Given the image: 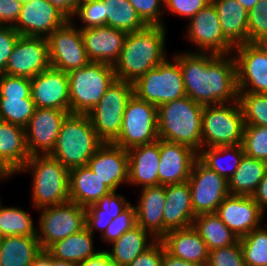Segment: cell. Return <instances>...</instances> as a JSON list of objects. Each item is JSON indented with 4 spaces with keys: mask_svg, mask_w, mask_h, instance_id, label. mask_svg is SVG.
<instances>
[{
    "mask_svg": "<svg viewBox=\"0 0 267 266\" xmlns=\"http://www.w3.org/2000/svg\"><path fill=\"white\" fill-rule=\"evenodd\" d=\"M188 23L185 38L197 47L194 52L217 55L233 52L234 47L225 39L216 8L211 2L198 11Z\"/></svg>",
    "mask_w": 267,
    "mask_h": 266,
    "instance_id": "15",
    "label": "cell"
},
{
    "mask_svg": "<svg viewBox=\"0 0 267 266\" xmlns=\"http://www.w3.org/2000/svg\"><path fill=\"white\" fill-rule=\"evenodd\" d=\"M173 57L181 67L187 97L202 105L238 101L233 53L217 55L192 50L176 53Z\"/></svg>",
    "mask_w": 267,
    "mask_h": 266,
    "instance_id": "1",
    "label": "cell"
},
{
    "mask_svg": "<svg viewBox=\"0 0 267 266\" xmlns=\"http://www.w3.org/2000/svg\"><path fill=\"white\" fill-rule=\"evenodd\" d=\"M166 26L147 25L126 35L119 58L113 65L116 79L134 83L166 58Z\"/></svg>",
    "mask_w": 267,
    "mask_h": 266,
    "instance_id": "2",
    "label": "cell"
},
{
    "mask_svg": "<svg viewBox=\"0 0 267 266\" xmlns=\"http://www.w3.org/2000/svg\"><path fill=\"white\" fill-rule=\"evenodd\" d=\"M104 3L106 26L126 33L141 30L147 24L128 0H101Z\"/></svg>",
    "mask_w": 267,
    "mask_h": 266,
    "instance_id": "37",
    "label": "cell"
},
{
    "mask_svg": "<svg viewBox=\"0 0 267 266\" xmlns=\"http://www.w3.org/2000/svg\"><path fill=\"white\" fill-rule=\"evenodd\" d=\"M244 155L243 147L239 144L202 148L198 153V158L207 167L228 181L238 169Z\"/></svg>",
    "mask_w": 267,
    "mask_h": 266,
    "instance_id": "35",
    "label": "cell"
},
{
    "mask_svg": "<svg viewBox=\"0 0 267 266\" xmlns=\"http://www.w3.org/2000/svg\"><path fill=\"white\" fill-rule=\"evenodd\" d=\"M245 122L238 101L204 105L202 113V148L242 144Z\"/></svg>",
    "mask_w": 267,
    "mask_h": 266,
    "instance_id": "7",
    "label": "cell"
},
{
    "mask_svg": "<svg viewBox=\"0 0 267 266\" xmlns=\"http://www.w3.org/2000/svg\"><path fill=\"white\" fill-rule=\"evenodd\" d=\"M163 209V236L172 230L192 227L194 214L189 182L166 185Z\"/></svg>",
    "mask_w": 267,
    "mask_h": 266,
    "instance_id": "24",
    "label": "cell"
},
{
    "mask_svg": "<svg viewBox=\"0 0 267 266\" xmlns=\"http://www.w3.org/2000/svg\"><path fill=\"white\" fill-rule=\"evenodd\" d=\"M147 25L165 26L164 0H128ZM163 9V10H162Z\"/></svg>",
    "mask_w": 267,
    "mask_h": 266,
    "instance_id": "48",
    "label": "cell"
},
{
    "mask_svg": "<svg viewBox=\"0 0 267 266\" xmlns=\"http://www.w3.org/2000/svg\"><path fill=\"white\" fill-rule=\"evenodd\" d=\"M159 151L158 185L166 186L188 181L198 153L186 145L162 139H159Z\"/></svg>",
    "mask_w": 267,
    "mask_h": 266,
    "instance_id": "22",
    "label": "cell"
},
{
    "mask_svg": "<svg viewBox=\"0 0 267 266\" xmlns=\"http://www.w3.org/2000/svg\"><path fill=\"white\" fill-rule=\"evenodd\" d=\"M111 191L87 165L69 169V201L87 208Z\"/></svg>",
    "mask_w": 267,
    "mask_h": 266,
    "instance_id": "28",
    "label": "cell"
},
{
    "mask_svg": "<svg viewBox=\"0 0 267 266\" xmlns=\"http://www.w3.org/2000/svg\"><path fill=\"white\" fill-rule=\"evenodd\" d=\"M247 11L253 9V7L259 2V0H237Z\"/></svg>",
    "mask_w": 267,
    "mask_h": 266,
    "instance_id": "61",
    "label": "cell"
},
{
    "mask_svg": "<svg viewBox=\"0 0 267 266\" xmlns=\"http://www.w3.org/2000/svg\"><path fill=\"white\" fill-rule=\"evenodd\" d=\"M215 214L227 227L241 238L261 227L264 212L252 196L228 195L218 206Z\"/></svg>",
    "mask_w": 267,
    "mask_h": 266,
    "instance_id": "20",
    "label": "cell"
},
{
    "mask_svg": "<svg viewBox=\"0 0 267 266\" xmlns=\"http://www.w3.org/2000/svg\"><path fill=\"white\" fill-rule=\"evenodd\" d=\"M87 166L112 191L128 183L129 156L128 150L104 142L88 161Z\"/></svg>",
    "mask_w": 267,
    "mask_h": 266,
    "instance_id": "21",
    "label": "cell"
},
{
    "mask_svg": "<svg viewBox=\"0 0 267 266\" xmlns=\"http://www.w3.org/2000/svg\"><path fill=\"white\" fill-rule=\"evenodd\" d=\"M0 97L31 98L30 78L8 74L0 75Z\"/></svg>",
    "mask_w": 267,
    "mask_h": 266,
    "instance_id": "49",
    "label": "cell"
},
{
    "mask_svg": "<svg viewBox=\"0 0 267 266\" xmlns=\"http://www.w3.org/2000/svg\"><path fill=\"white\" fill-rule=\"evenodd\" d=\"M70 113L89 114L116 79L112 65L90 62L69 71Z\"/></svg>",
    "mask_w": 267,
    "mask_h": 266,
    "instance_id": "6",
    "label": "cell"
},
{
    "mask_svg": "<svg viewBox=\"0 0 267 266\" xmlns=\"http://www.w3.org/2000/svg\"><path fill=\"white\" fill-rule=\"evenodd\" d=\"M211 0H164V9L171 14L188 18V21L201 9H204Z\"/></svg>",
    "mask_w": 267,
    "mask_h": 266,
    "instance_id": "50",
    "label": "cell"
},
{
    "mask_svg": "<svg viewBox=\"0 0 267 266\" xmlns=\"http://www.w3.org/2000/svg\"><path fill=\"white\" fill-rule=\"evenodd\" d=\"M164 244L156 240L148 249L137 256L128 266H162Z\"/></svg>",
    "mask_w": 267,
    "mask_h": 266,
    "instance_id": "52",
    "label": "cell"
},
{
    "mask_svg": "<svg viewBox=\"0 0 267 266\" xmlns=\"http://www.w3.org/2000/svg\"><path fill=\"white\" fill-rule=\"evenodd\" d=\"M36 224V237L42 250L54 242L80 232L85 226V208L71 201L43 207Z\"/></svg>",
    "mask_w": 267,
    "mask_h": 266,
    "instance_id": "11",
    "label": "cell"
},
{
    "mask_svg": "<svg viewBox=\"0 0 267 266\" xmlns=\"http://www.w3.org/2000/svg\"><path fill=\"white\" fill-rule=\"evenodd\" d=\"M238 103L245 126H267V94L239 92Z\"/></svg>",
    "mask_w": 267,
    "mask_h": 266,
    "instance_id": "41",
    "label": "cell"
},
{
    "mask_svg": "<svg viewBox=\"0 0 267 266\" xmlns=\"http://www.w3.org/2000/svg\"><path fill=\"white\" fill-rule=\"evenodd\" d=\"M112 220L113 218L107 215H85V226L93 235L95 230H98L101 237Z\"/></svg>",
    "mask_w": 267,
    "mask_h": 266,
    "instance_id": "54",
    "label": "cell"
},
{
    "mask_svg": "<svg viewBox=\"0 0 267 266\" xmlns=\"http://www.w3.org/2000/svg\"><path fill=\"white\" fill-rule=\"evenodd\" d=\"M162 266H201V265L174 257L171 254H169L164 247Z\"/></svg>",
    "mask_w": 267,
    "mask_h": 266,
    "instance_id": "58",
    "label": "cell"
},
{
    "mask_svg": "<svg viewBox=\"0 0 267 266\" xmlns=\"http://www.w3.org/2000/svg\"><path fill=\"white\" fill-rule=\"evenodd\" d=\"M73 22L74 19H69L47 37L51 67L66 73L82 68L91 62L85 49L81 30Z\"/></svg>",
    "mask_w": 267,
    "mask_h": 266,
    "instance_id": "12",
    "label": "cell"
},
{
    "mask_svg": "<svg viewBox=\"0 0 267 266\" xmlns=\"http://www.w3.org/2000/svg\"><path fill=\"white\" fill-rule=\"evenodd\" d=\"M80 266H115L109 260L108 254L105 250H101L96 256L90 257L80 263Z\"/></svg>",
    "mask_w": 267,
    "mask_h": 266,
    "instance_id": "57",
    "label": "cell"
},
{
    "mask_svg": "<svg viewBox=\"0 0 267 266\" xmlns=\"http://www.w3.org/2000/svg\"><path fill=\"white\" fill-rule=\"evenodd\" d=\"M206 266H246L240 241L235 244L209 251Z\"/></svg>",
    "mask_w": 267,
    "mask_h": 266,
    "instance_id": "47",
    "label": "cell"
},
{
    "mask_svg": "<svg viewBox=\"0 0 267 266\" xmlns=\"http://www.w3.org/2000/svg\"><path fill=\"white\" fill-rule=\"evenodd\" d=\"M225 39L233 46L248 43V15L237 0H211Z\"/></svg>",
    "mask_w": 267,
    "mask_h": 266,
    "instance_id": "30",
    "label": "cell"
},
{
    "mask_svg": "<svg viewBox=\"0 0 267 266\" xmlns=\"http://www.w3.org/2000/svg\"><path fill=\"white\" fill-rule=\"evenodd\" d=\"M104 3L101 0H90L80 3L72 19L78 18L83 24L80 29L106 26L107 17L105 15Z\"/></svg>",
    "mask_w": 267,
    "mask_h": 266,
    "instance_id": "44",
    "label": "cell"
},
{
    "mask_svg": "<svg viewBox=\"0 0 267 266\" xmlns=\"http://www.w3.org/2000/svg\"><path fill=\"white\" fill-rule=\"evenodd\" d=\"M31 81V98L36 108H52L70 113L68 74L49 67Z\"/></svg>",
    "mask_w": 267,
    "mask_h": 266,
    "instance_id": "19",
    "label": "cell"
},
{
    "mask_svg": "<svg viewBox=\"0 0 267 266\" xmlns=\"http://www.w3.org/2000/svg\"><path fill=\"white\" fill-rule=\"evenodd\" d=\"M248 42L267 43V0H259L249 11Z\"/></svg>",
    "mask_w": 267,
    "mask_h": 266,
    "instance_id": "45",
    "label": "cell"
},
{
    "mask_svg": "<svg viewBox=\"0 0 267 266\" xmlns=\"http://www.w3.org/2000/svg\"><path fill=\"white\" fill-rule=\"evenodd\" d=\"M22 2V4L27 3V2H31L32 0H20Z\"/></svg>",
    "mask_w": 267,
    "mask_h": 266,
    "instance_id": "64",
    "label": "cell"
},
{
    "mask_svg": "<svg viewBox=\"0 0 267 266\" xmlns=\"http://www.w3.org/2000/svg\"><path fill=\"white\" fill-rule=\"evenodd\" d=\"M0 200V233L6 236H36V226L24 209L1 205Z\"/></svg>",
    "mask_w": 267,
    "mask_h": 266,
    "instance_id": "38",
    "label": "cell"
},
{
    "mask_svg": "<svg viewBox=\"0 0 267 266\" xmlns=\"http://www.w3.org/2000/svg\"><path fill=\"white\" fill-rule=\"evenodd\" d=\"M21 172L32 175V205L38 211L69 201V169L50 155L30 156Z\"/></svg>",
    "mask_w": 267,
    "mask_h": 266,
    "instance_id": "5",
    "label": "cell"
},
{
    "mask_svg": "<svg viewBox=\"0 0 267 266\" xmlns=\"http://www.w3.org/2000/svg\"><path fill=\"white\" fill-rule=\"evenodd\" d=\"M255 203L260 207V209L265 213L267 210V170L264 174L263 179L258 184L255 193L252 195Z\"/></svg>",
    "mask_w": 267,
    "mask_h": 266,
    "instance_id": "55",
    "label": "cell"
},
{
    "mask_svg": "<svg viewBox=\"0 0 267 266\" xmlns=\"http://www.w3.org/2000/svg\"><path fill=\"white\" fill-rule=\"evenodd\" d=\"M267 170V161L244 155L238 169L228 180L230 195L252 196Z\"/></svg>",
    "mask_w": 267,
    "mask_h": 266,
    "instance_id": "34",
    "label": "cell"
},
{
    "mask_svg": "<svg viewBox=\"0 0 267 266\" xmlns=\"http://www.w3.org/2000/svg\"><path fill=\"white\" fill-rule=\"evenodd\" d=\"M158 139L157 106L133 94L125 108L121 131L112 143L129 150Z\"/></svg>",
    "mask_w": 267,
    "mask_h": 266,
    "instance_id": "10",
    "label": "cell"
},
{
    "mask_svg": "<svg viewBox=\"0 0 267 266\" xmlns=\"http://www.w3.org/2000/svg\"><path fill=\"white\" fill-rule=\"evenodd\" d=\"M94 237L85 227L80 232L54 242L46 251L54 258L80 264L101 252L94 249Z\"/></svg>",
    "mask_w": 267,
    "mask_h": 266,
    "instance_id": "32",
    "label": "cell"
},
{
    "mask_svg": "<svg viewBox=\"0 0 267 266\" xmlns=\"http://www.w3.org/2000/svg\"><path fill=\"white\" fill-rule=\"evenodd\" d=\"M192 226L204 240L209 251L233 245L239 240L215 213L197 215Z\"/></svg>",
    "mask_w": 267,
    "mask_h": 266,
    "instance_id": "36",
    "label": "cell"
},
{
    "mask_svg": "<svg viewBox=\"0 0 267 266\" xmlns=\"http://www.w3.org/2000/svg\"><path fill=\"white\" fill-rule=\"evenodd\" d=\"M125 196L111 191L109 194L101 197L95 204L85 208V215H107L113 219L118 217L129 205Z\"/></svg>",
    "mask_w": 267,
    "mask_h": 266,
    "instance_id": "43",
    "label": "cell"
},
{
    "mask_svg": "<svg viewBox=\"0 0 267 266\" xmlns=\"http://www.w3.org/2000/svg\"><path fill=\"white\" fill-rule=\"evenodd\" d=\"M133 94L157 107L186 96L181 67L173 57L148 70L133 83Z\"/></svg>",
    "mask_w": 267,
    "mask_h": 266,
    "instance_id": "8",
    "label": "cell"
},
{
    "mask_svg": "<svg viewBox=\"0 0 267 266\" xmlns=\"http://www.w3.org/2000/svg\"><path fill=\"white\" fill-rule=\"evenodd\" d=\"M14 176L1 162H0V181Z\"/></svg>",
    "mask_w": 267,
    "mask_h": 266,
    "instance_id": "62",
    "label": "cell"
},
{
    "mask_svg": "<svg viewBox=\"0 0 267 266\" xmlns=\"http://www.w3.org/2000/svg\"><path fill=\"white\" fill-rule=\"evenodd\" d=\"M42 251L36 236H6L0 245V266H30Z\"/></svg>",
    "mask_w": 267,
    "mask_h": 266,
    "instance_id": "33",
    "label": "cell"
},
{
    "mask_svg": "<svg viewBox=\"0 0 267 266\" xmlns=\"http://www.w3.org/2000/svg\"><path fill=\"white\" fill-rule=\"evenodd\" d=\"M20 0H0V25H14L19 17Z\"/></svg>",
    "mask_w": 267,
    "mask_h": 266,
    "instance_id": "53",
    "label": "cell"
},
{
    "mask_svg": "<svg viewBox=\"0 0 267 266\" xmlns=\"http://www.w3.org/2000/svg\"><path fill=\"white\" fill-rule=\"evenodd\" d=\"M133 95V84L115 79L88 116L98 137L112 143L119 135L125 108Z\"/></svg>",
    "mask_w": 267,
    "mask_h": 266,
    "instance_id": "9",
    "label": "cell"
},
{
    "mask_svg": "<svg viewBox=\"0 0 267 266\" xmlns=\"http://www.w3.org/2000/svg\"><path fill=\"white\" fill-rule=\"evenodd\" d=\"M30 266H51V255L46 250H42Z\"/></svg>",
    "mask_w": 267,
    "mask_h": 266,
    "instance_id": "59",
    "label": "cell"
},
{
    "mask_svg": "<svg viewBox=\"0 0 267 266\" xmlns=\"http://www.w3.org/2000/svg\"><path fill=\"white\" fill-rule=\"evenodd\" d=\"M246 266H267V227L239 238Z\"/></svg>",
    "mask_w": 267,
    "mask_h": 266,
    "instance_id": "40",
    "label": "cell"
},
{
    "mask_svg": "<svg viewBox=\"0 0 267 266\" xmlns=\"http://www.w3.org/2000/svg\"><path fill=\"white\" fill-rule=\"evenodd\" d=\"M232 53L238 92L267 94V43H244L234 47Z\"/></svg>",
    "mask_w": 267,
    "mask_h": 266,
    "instance_id": "13",
    "label": "cell"
},
{
    "mask_svg": "<svg viewBox=\"0 0 267 266\" xmlns=\"http://www.w3.org/2000/svg\"><path fill=\"white\" fill-rule=\"evenodd\" d=\"M19 36L12 25H0V75L5 74L9 57Z\"/></svg>",
    "mask_w": 267,
    "mask_h": 266,
    "instance_id": "51",
    "label": "cell"
},
{
    "mask_svg": "<svg viewBox=\"0 0 267 266\" xmlns=\"http://www.w3.org/2000/svg\"><path fill=\"white\" fill-rule=\"evenodd\" d=\"M137 225L136 208L134 204H130L118 217L114 218L108 225L106 231L101 236L106 244H111L117 240L122 234L131 230Z\"/></svg>",
    "mask_w": 267,
    "mask_h": 266,
    "instance_id": "46",
    "label": "cell"
},
{
    "mask_svg": "<svg viewBox=\"0 0 267 266\" xmlns=\"http://www.w3.org/2000/svg\"><path fill=\"white\" fill-rule=\"evenodd\" d=\"M160 240L172 256L201 266L207 265L208 247L193 226L169 231Z\"/></svg>",
    "mask_w": 267,
    "mask_h": 266,
    "instance_id": "27",
    "label": "cell"
},
{
    "mask_svg": "<svg viewBox=\"0 0 267 266\" xmlns=\"http://www.w3.org/2000/svg\"><path fill=\"white\" fill-rule=\"evenodd\" d=\"M50 66L47 38L20 35L9 57L5 74L31 79Z\"/></svg>",
    "mask_w": 267,
    "mask_h": 266,
    "instance_id": "17",
    "label": "cell"
},
{
    "mask_svg": "<svg viewBox=\"0 0 267 266\" xmlns=\"http://www.w3.org/2000/svg\"><path fill=\"white\" fill-rule=\"evenodd\" d=\"M136 208L137 225L148 231L156 240L163 237V209L166 190L163 185L148 186L141 189Z\"/></svg>",
    "mask_w": 267,
    "mask_h": 266,
    "instance_id": "26",
    "label": "cell"
},
{
    "mask_svg": "<svg viewBox=\"0 0 267 266\" xmlns=\"http://www.w3.org/2000/svg\"><path fill=\"white\" fill-rule=\"evenodd\" d=\"M80 30L89 60L113 66L119 58L127 33L110 26Z\"/></svg>",
    "mask_w": 267,
    "mask_h": 266,
    "instance_id": "23",
    "label": "cell"
},
{
    "mask_svg": "<svg viewBox=\"0 0 267 266\" xmlns=\"http://www.w3.org/2000/svg\"><path fill=\"white\" fill-rule=\"evenodd\" d=\"M103 143L88 114L69 113L49 155L68 169L85 166Z\"/></svg>",
    "mask_w": 267,
    "mask_h": 266,
    "instance_id": "4",
    "label": "cell"
},
{
    "mask_svg": "<svg viewBox=\"0 0 267 266\" xmlns=\"http://www.w3.org/2000/svg\"><path fill=\"white\" fill-rule=\"evenodd\" d=\"M2 239H3V236H2V234L0 233V245H1Z\"/></svg>",
    "mask_w": 267,
    "mask_h": 266,
    "instance_id": "65",
    "label": "cell"
},
{
    "mask_svg": "<svg viewBox=\"0 0 267 266\" xmlns=\"http://www.w3.org/2000/svg\"><path fill=\"white\" fill-rule=\"evenodd\" d=\"M194 214L215 213L229 195L228 181L207 167L199 158L193 163L188 179Z\"/></svg>",
    "mask_w": 267,
    "mask_h": 266,
    "instance_id": "14",
    "label": "cell"
},
{
    "mask_svg": "<svg viewBox=\"0 0 267 266\" xmlns=\"http://www.w3.org/2000/svg\"><path fill=\"white\" fill-rule=\"evenodd\" d=\"M36 107L32 98L0 97V120L25 128Z\"/></svg>",
    "mask_w": 267,
    "mask_h": 266,
    "instance_id": "39",
    "label": "cell"
},
{
    "mask_svg": "<svg viewBox=\"0 0 267 266\" xmlns=\"http://www.w3.org/2000/svg\"><path fill=\"white\" fill-rule=\"evenodd\" d=\"M155 241V237L148 231L136 225L111 243V251L105 250V252L108 254L111 263L115 266H128Z\"/></svg>",
    "mask_w": 267,
    "mask_h": 266,
    "instance_id": "31",
    "label": "cell"
},
{
    "mask_svg": "<svg viewBox=\"0 0 267 266\" xmlns=\"http://www.w3.org/2000/svg\"><path fill=\"white\" fill-rule=\"evenodd\" d=\"M68 20L60 9L47 0H32L22 4L13 28L21 36L47 38Z\"/></svg>",
    "mask_w": 267,
    "mask_h": 266,
    "instance_id": "16",
    "label": "cell"
},
{
    "mask_svg": "<svg viewBox=\"0 0 267 266\" xmlns=\"http://www.w3.org/2000/svg\"><path fill=\"white\" fill-rule=\"evenodd\" d=\"M51 266H80V264L65 260H60L51 256Z\"/></svg>",
    "mask_w": 267,
    "mask_h": 266,
    "instance_id": "60",
    "label": "cell"
},
{
    "mask_svg": "<svg viewBox=\"0 0 267 266\" xmlns=\"http://www.w3.org/2000/svg\"><path fill=\"white\" fill-rule=\"evenodd\" d=\"M52 5L60 9L69 19H72L77 10L76 0H47Z\"/></svg>",
    "mask_w": 267,
    "mask_h": 266,
    "instance_id": "56",
    "label": "cell"
},
{
    "mask_svg": "<svg viewBox=\"0 0 267 266\" xmlns=\"http://www.w3.org/2000/svg\"><path fill=\"white\" fill-rule=\"evenodd\" d=\"M128 184L132 186L158 185L160 162L159 139L153 143L139 145L128 150Z\"/></svg>",
    "mask_w": 267,
    "mask_h": 266,
    "instance_id": "25",
    "label": "cell"
},
{
    "mask_svg": "<svg viewBox=\"0 0 267 266\" xmlns=\"http://www.w3.org/2000/svg\"><path fill=\"white\" fill-rule=\"evenodd\" d=\"M203 107L187 96L158 106L159 139L186 145L199 153Z\"/></svg>",
    "mask_w": 267,
    "mask_h": 266,
    "instance_id": "3",
    "label": "cell"
},
{
    "mask_svg": "<svg viewBox=\"0 0 267 266\" xmlns=\"http://www.w3.org/2000/svg\"><path fill=\"white\" fill-rule=\"evenodd\" d=\"M29 158L25 129L0 120V162L17 175Z\"/></svg>",
    "mask_w": 267,
    "mask_h": 266,
    "instance_id": "29",
    "label": "cell"
},
{
    "mask_svg": "<svg viewBox=\"0 0 267 266\" xmlns=\"http://www.w3.org/2000/svg\"><path fill=\"white\" fill-rule=\"evenodd\" d=\"M241 145L246 156L267 161V126H245Z\"/></svg>",
    "mask_w": 267,
    "mask_h": 266,
    "instance_id": "42",
    "label": "cell"
},
{
    "mask_svg": "<svg viewBox=\"0 0 267 266\" xmlns=\"http://www.w3.org/2000/svg\"><path fill=\"white\" fill-rule=\"evenodd\" d=\"M69 112L36 108L26 125L25 136L30 156L49 155L55 146L61 125Z\"/></svg>",
    "mask_w": 267,
    "mask_h": 266,
    "instance_id": "18",
    "label": "cell"
},
{
    "mask_svg": "<svg viewBox=\"0 0 267 266\" xmlns=\"http://www.w3.org/2000/svg\"><path fill=\"white\" fill-rule=\"evenodd\" d=\"M86 1H90V0H76L77 5H79L80 3L86 2Z\"/></svg>",
    "mask_w": 267,
    "mask_h": 266,
    "instance_id": "63",
    "label": "cell"
}]
</instances>
